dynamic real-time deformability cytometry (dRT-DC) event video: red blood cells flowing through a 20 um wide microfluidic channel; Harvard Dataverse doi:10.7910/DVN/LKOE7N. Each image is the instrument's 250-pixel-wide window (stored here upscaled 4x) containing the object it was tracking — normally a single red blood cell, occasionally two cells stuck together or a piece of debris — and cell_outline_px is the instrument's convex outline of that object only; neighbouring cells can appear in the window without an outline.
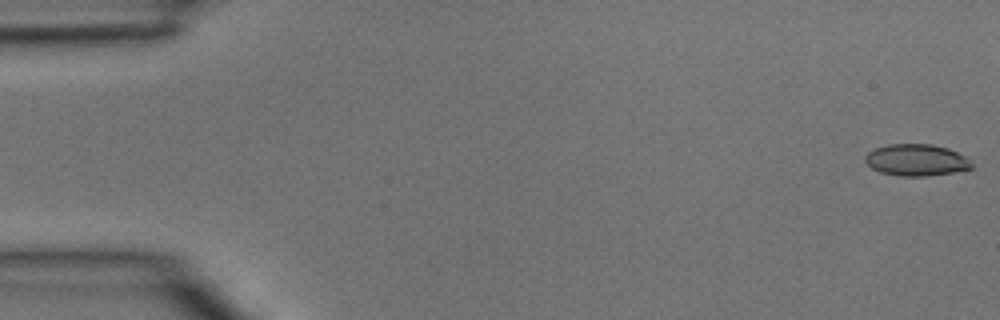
{"species": "common noctule bat (a hibernating species)", "species_latin": "Nyctalus noctula", "temperature_condition": "room temperature", "stored_images_in_passage": 4, "camera_frame_rate_fps": 3000, "um_per_image_px": 0.085, "animal": {"sex": "male", "body_mass_g": 15.6}, "frame": {"image": 1, "passage_image": 1, "time_ms": 0.0, "image_size_px": [1000, 320], "cell_outline_px": [[972, 168], [952, 172], [928, 176], [900, 176], [880, 172], [872, 168], [864, 160], [864, 156], [868, 152], [876, 148], [888, 144], [932, 144], [948, 148], [964, 156], [972, 164]], "centroid_in_image_um": [77.85, 13.6], "position_along_channel_um": 7.1, "area_um2": 19.54}}
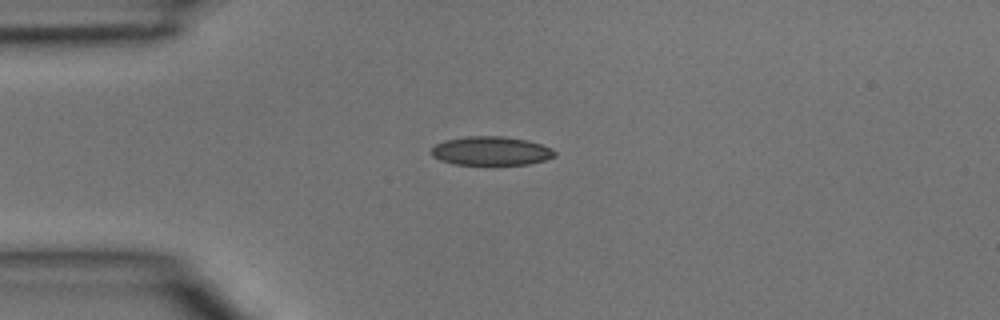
{"frame": {"image": 2, "passage_image": 4, "time_ms": 1.0, "image_size_px": [1000, 320], "cell_outline_px": [[556, 156], [544, 160], [528, 164], [452, 164], [440, 160], [432, 156], [432, 148], [436, 144], [444, 140], [464, 136], [504, 136], [528, 140], [540, 144], [556, 152]], "centroid_in_image_um": [41.71, 12.82], "position_along_channel_um": 43.3, "area_um2": 20.63}}